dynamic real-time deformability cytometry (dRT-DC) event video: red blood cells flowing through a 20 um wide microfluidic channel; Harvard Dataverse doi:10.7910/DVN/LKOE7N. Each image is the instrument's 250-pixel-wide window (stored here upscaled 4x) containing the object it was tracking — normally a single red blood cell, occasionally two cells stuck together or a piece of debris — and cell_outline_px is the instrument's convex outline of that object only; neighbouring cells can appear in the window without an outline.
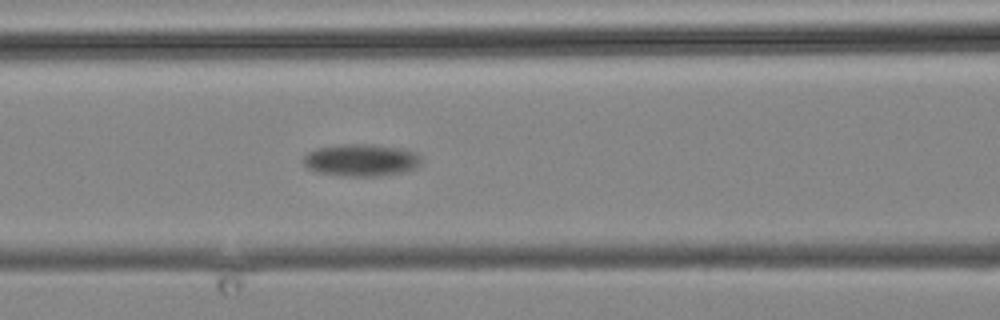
{"species": "common noctule bat (a hibernating species)", "species_latin": "Nyctalus noctula", "temperature_condition": "cold", "stored_images_in_passage": 13, "camera_frame_rate_fps": 3000, "um_per_image_px": 0.085, "animal": {"sex": "male", "body_mass_g": 19.2, "forearm_length_mm": 51.8}, "frame": {"image": 1, "passage_image": 13, "time_ms": 15.0, "image_size_px": [1000, 320], "cell_outline_px": [[420, 164], [416, 168], [404, 172], [376, 176], [340, 176], [316, 172], [308, 168], [304, 164], [304, 156], [308, 152], [316, 148], [340, 144], [376, 144], [400, 148], [416, 152], [420, 156]], "centroid_in_image_um": [30.69, 13.61], "position_along_channel_um": 135.9, "area_um2": 22.31}}